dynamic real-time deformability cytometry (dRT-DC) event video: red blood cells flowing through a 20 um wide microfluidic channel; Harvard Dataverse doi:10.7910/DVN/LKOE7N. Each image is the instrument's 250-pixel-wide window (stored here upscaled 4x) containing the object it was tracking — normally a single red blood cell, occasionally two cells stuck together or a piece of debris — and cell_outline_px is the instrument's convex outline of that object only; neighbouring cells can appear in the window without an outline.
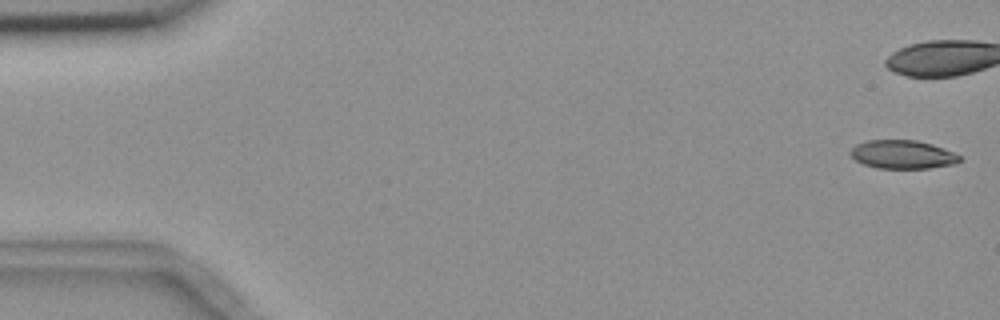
{"species": "common noctule bat (a hibernating species)", "species_latin": "Nyctalus noctula", "temperature_condition": "room temperature", "stored_images_in_passage": 11, "camera_frame_rate_fps": 3000, "um_per_image_px": 0.085, "animal": {"sex": "female", "body_mass_g": 18.4}, "frame": {"image": 1, "passage_image": 1, "time_ms": 0.0, "image_size_px": [1000, 320], "cell_outline_px": [[960, 160], [956, 164], [928, 168], [876, 168], [864, 164], [856, 160], [848, 152], [856, 144], [868, 140], [916, 140], [932, 144], [944, 148], [960, 156]], "centroid_in_image_um": [76.71, 13.13], "position_along_channel_um": 8.3, "area_um2": 18.09}}